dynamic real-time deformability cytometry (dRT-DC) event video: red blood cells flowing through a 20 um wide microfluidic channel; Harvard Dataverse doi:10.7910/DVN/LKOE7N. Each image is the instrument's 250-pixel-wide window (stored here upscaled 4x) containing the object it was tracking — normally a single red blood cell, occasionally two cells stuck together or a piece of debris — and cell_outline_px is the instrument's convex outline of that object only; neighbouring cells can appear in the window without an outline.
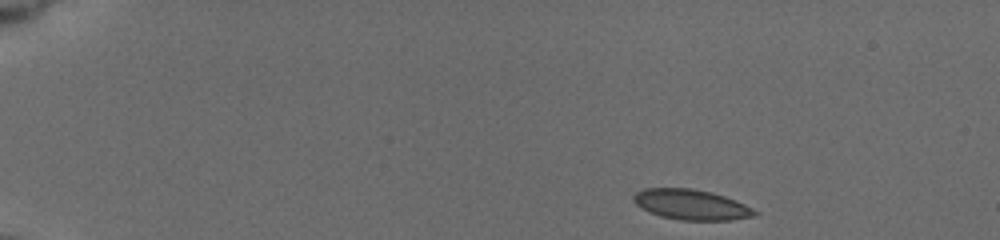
{"species": "common noctule bat (a hibernating species)", "species_latin": "Nyctalus noctula", "temperature_condition": "cold", "stored_images_in_passage": 26, "camera_frame_rate_fps": 3000, "um_per_image_px": 0.085, "animal": {"sex": "female", "body_mass_g": 19.5, "forearm_length_mm": 54.1}, "frame": {"image": 1, "passage_image": 1, "time_ms": 0.0, "image_size_px": [1000, 240], "cell_outline_px": [[760, 212], [756, 216], [732, 220], [680, 220], [660, 216], [640, 208], [632, 200], [632, 196], [636, 192], [644, 188], [692, 188], [712, 192], [736, 200]], "centroid_in_image_um": [58.76, 17.39], "position_along_channel_um": 26.2, "area_um2": 21.62}}
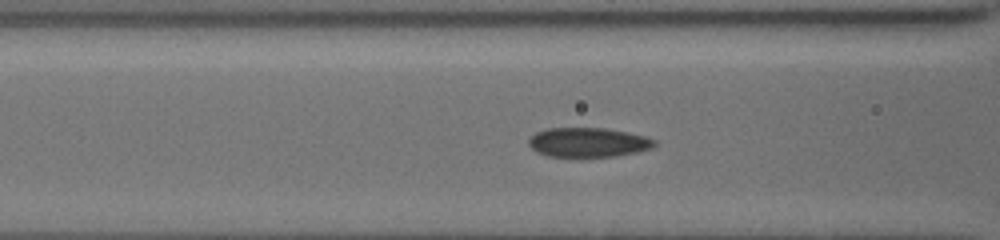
{"frame": {"image": 2, "passage_image": 19, "time_ms": 5.333, "image_size_px": [1000, 240], "cell_outline_px": [[656, 144], [652, 148], [636, 152], [616, 156], [576, 160], [548, 156], [536, 152], [528, 144], [528, 140], [536, 132], [544, 128], [604, 128], [628, 132], [644, 136], [656, 140]], "centroid_in_image_um": [49.95, 12.15], "position_along_channel_um": 116.6, "area_um2": 22.48}}
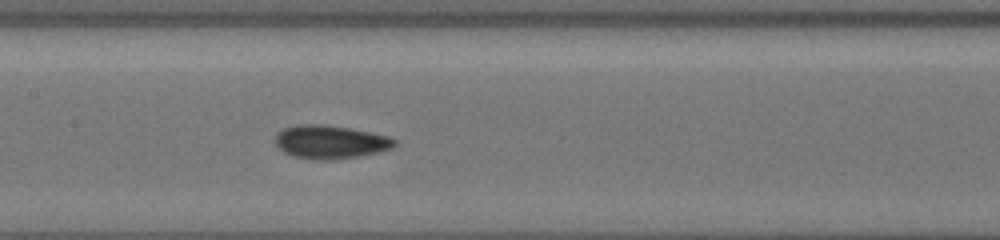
{"frame": {"image": 3, "passage_image": 26, "time_ms": 7.0, "image_size_px": [1000, 240], "cell_outline_px": [[396, 144], [392, 148], [360, 156], [332, 160], [312, 160], [292, 156], [284, 152], [276, 144], [276, 132], [284, 128], [300, 124], [320, 124], [348, 128], [392, 136], [396, 140]], "centroid_in_image_um": [28.08, 12.07], "position_along_channel_um": 179.3, "area_um2": 23.29}}